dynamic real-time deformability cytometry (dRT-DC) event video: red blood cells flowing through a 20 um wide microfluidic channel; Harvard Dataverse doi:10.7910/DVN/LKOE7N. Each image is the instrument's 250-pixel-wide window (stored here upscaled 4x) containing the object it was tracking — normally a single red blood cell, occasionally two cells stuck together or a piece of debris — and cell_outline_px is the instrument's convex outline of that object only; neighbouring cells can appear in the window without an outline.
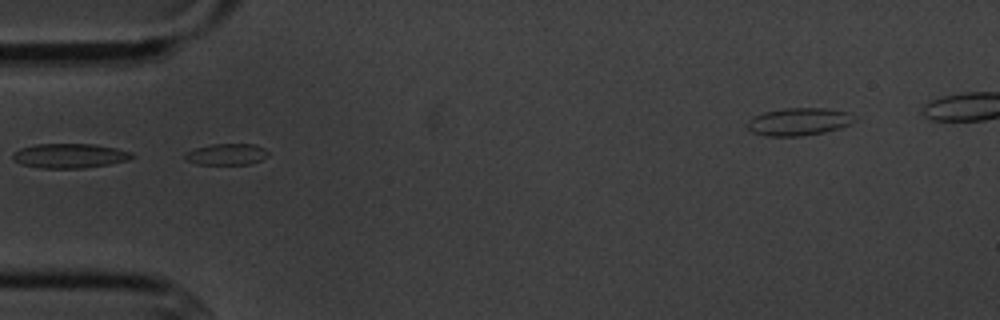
{"species": "common noctule bat (a hibernating species)", "species_latin": "Nyctalus noctula", "temperature_condition": "cold", "stored_images_in_passage": 5, "camera_frame_rate_fps": 3000, "um_per_image_px": 0.085, "animal": {"sex": "male", "body_mass_g": 20.1, "forearm_length_mm": 53.5}, "frame": {"image": 1, "passage_image": 3, "time_ms": 2.333, "image_size_px": [1000, 320], "cell_outline_px": [[268, 156], [260, 160], [248, 164], [196, 164], [188, 160], [184, 156], [184, 152], [196, 148], [212, 144], [256, 144], [264, 148], [268, 152]], "centroid_in_image_um": [19.26, 13.1], "position_along_channel_um": 65.7, "area_um2": 10.29}}
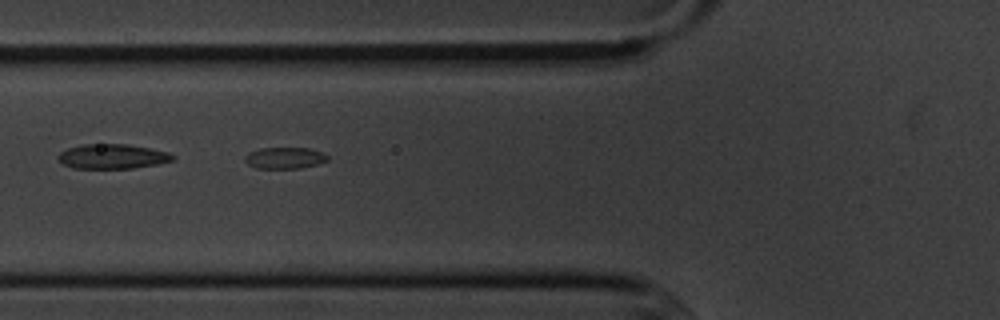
{"frame": {"image": 2, "passage_image": 4, "time_ms": 3.333, "image_size_px": [1000, 320], "cell_outline_px": [[328, 160], [316, 164], [300, 168], [256, 168], [248, 164], [244, 160], [244, 156], [248, 152], [260, 148], [308, 148], [324, 152], [328, 156]], "centroid_in_image_um": [24.18, 13.41], "position_along_channel_um": 101.6, "area_um2": 10.35}}